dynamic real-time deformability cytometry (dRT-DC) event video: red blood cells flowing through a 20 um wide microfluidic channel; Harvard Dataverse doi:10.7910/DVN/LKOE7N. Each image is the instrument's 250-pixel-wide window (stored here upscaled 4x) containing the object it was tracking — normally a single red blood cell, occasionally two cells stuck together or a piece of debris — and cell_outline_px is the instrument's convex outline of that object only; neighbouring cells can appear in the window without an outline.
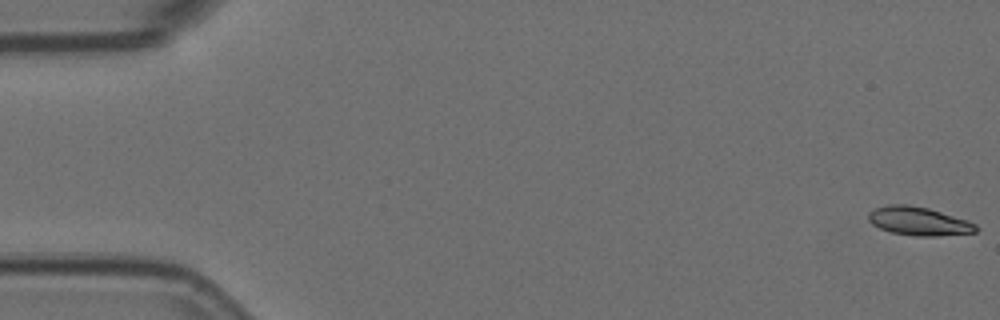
{"species": "Egyptian fruit bat (a non-hibernating species)", "species_latin": "Rousettus aegyptiacus", "temperature_condition": "room temperature", "stored_images_in_passage": 5, "camera_frame_rate_fps": 3000, "um_per_image_px": 0.085, "animal": {"sex": "female"}, "frame": {"image": 1, "passage_image": 1, "time_ms": 0.0, "image_size_px": [1000, 320], "cell_outline_px": [[980, 228], [976, 232], [936, 236], [916, 236], [892, 232], [880, 228], [872, 224], [868, 220], [868, 212], [876, 208], [888, 204], [908, 204], [928, 208], [968, 220], [976, 224]], "centroid_in_image_um": [78.1, 18.79], "position_along_channel_um": 6.9, "area_um2": 17.92}}
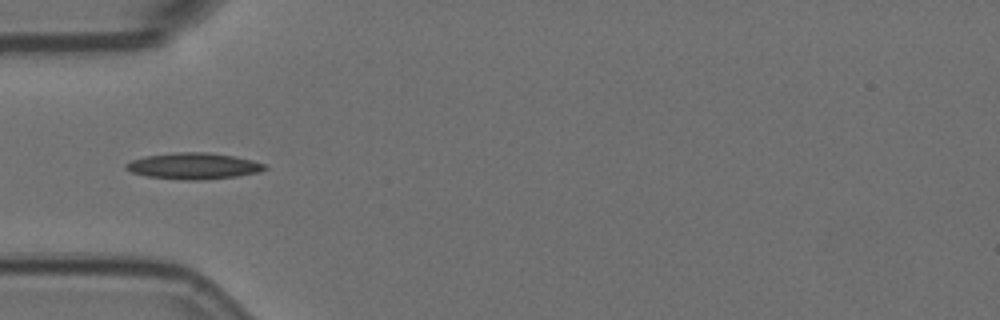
{"frame": {"image": 2, "passage_image": 5, "time_ms": 1.333, "image_size_px": [1000, 320], "cell_outline_px": [[268, 168], [260, 172], [236, 176], [200, 180], [184, 180], [148, 176], [132, 172], [124, 168], [124, 164], [132, 160], [144, 156], [176, 152], [208, 152], [232, 156], [252, 160], [264, 164]], "centroid_in_image_um": [16.44, 14.1], "position_along_channel_um": 68.6, "area_um2": 21.15}}